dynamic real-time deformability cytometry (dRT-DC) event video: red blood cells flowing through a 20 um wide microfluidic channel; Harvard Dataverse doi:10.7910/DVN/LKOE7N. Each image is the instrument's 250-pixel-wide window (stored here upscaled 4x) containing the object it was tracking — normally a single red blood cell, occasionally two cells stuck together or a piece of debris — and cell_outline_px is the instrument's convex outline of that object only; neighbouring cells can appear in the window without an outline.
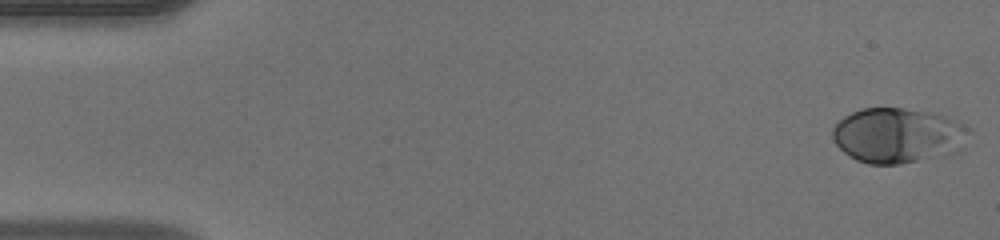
{"species": "human", "species_latin": "Homo sapiens", "temperature_condition": "warm", "stored_images_in_passage": 46, "camera_frame_rate_fps": 3000, "um_per_image_px": 0.085, "donor": {"sex": "male"}, "frame": {"image": 1, "passage_image": 1, "time_ms": 0.0, "image_size_px": [1000, 240], "cell_outline_px": [[964, 128], [948, 144], [932, 156], [900, 164], [868, 164], [856, 160], [848, 156], [836, 144], [832, 136], [832, 128], [844, 116], [860, 108], [904, 108], [928, 112], [944, 116], [956, 120]], "centroid_in_image_um": [75.94, 11.46], "position_along_channel_um": 9.1, "area_um2": 40.69}}
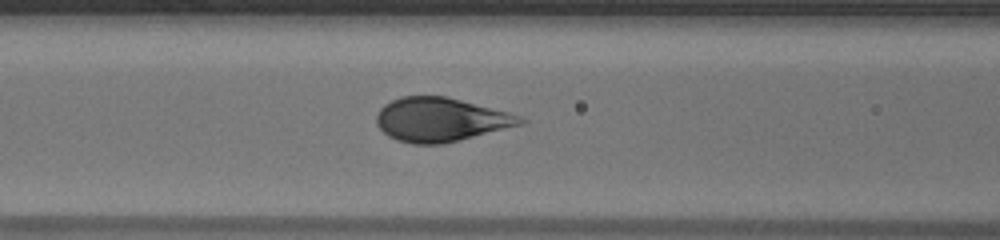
{"frame": {"image": 2, "passage_image": 19, "time_ms": 6.0, "image_size_px": [1000, 240], "cell_outline_px": [[528, 120], [524, 124], [444, 144], [412, 144], [396, 140], [388, 136], [376, 124], [376, 116], [380, 108], [384, 104], [400, 96], [444, 96], [508, 112], [520, 116]], "centroid_in_image_um": [37.44, 10.18], "position_along_channel_um": 129.2, "area_um2": 36.76}}
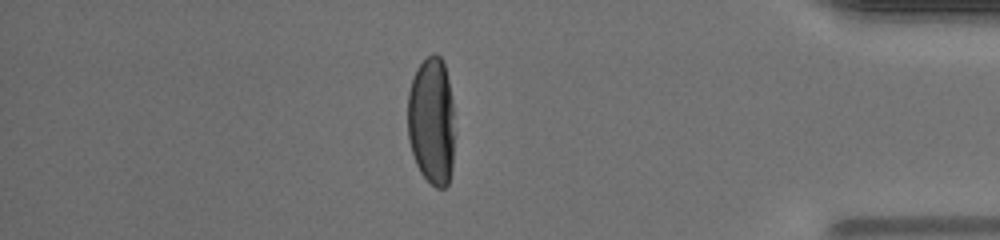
{"frame": {"image": 3, "passage_image": 40, "time_ms": 13.0, "image_size_px": [1000, 240], "cell_outline_px": [[452, 168], [448, 184], [444, 188], [436, 188], [420, 172], [416, 164], [408, 140], [408, 92], [416, 68], [432, 52], [436, 52], [444, 60], [452, 100]], "centroid_in_image_um": [36.66, 10.26], "position_along_channel_um": 398.5, "area_um2": 34.85}}